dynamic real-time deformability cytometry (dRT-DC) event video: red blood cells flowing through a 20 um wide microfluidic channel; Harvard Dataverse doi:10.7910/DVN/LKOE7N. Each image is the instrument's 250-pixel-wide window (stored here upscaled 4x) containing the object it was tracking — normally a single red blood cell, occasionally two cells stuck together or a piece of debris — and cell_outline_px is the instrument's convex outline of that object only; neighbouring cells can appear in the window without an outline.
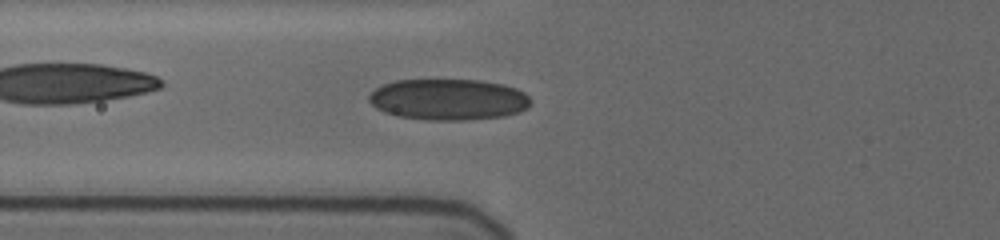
{"species": "human", "species_latin": "Homo sapiens", "temperature_condition": "cold", "stored_images_in_passage": 38, "camera_frame_rate_fps": 3000, "um_per_image_px": 0.085, "donor": {"sex": "female"}, "frame": {"image": 1, "passage_image": 11, "time_ms": 2.667, "image_size_px": [1000, 240], "cell_outline_px": [[532, 100], [528, 108], [520, 112], [504, 116], [464, 120], [428, 120], [400, 116], [384, 112], [376, 108], [368, 100], [368, 96], [376, 88], [384, 84], [396, 80], [480, 80], [504, 84], [516, 88], [524, 92]], "centroid_in_image_um": [38.15, 8.45], "position_along_channel_um": 87.7, "area_um2": 38.9}}
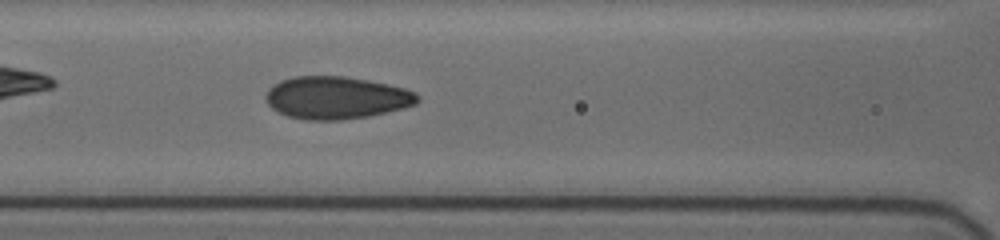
{"frame": {"image": 2, "passage_image": 17, "time_ms": 4.0, "image_size_px": [1000, 240], "cell_outline_px": [[420, 100], [416, 104], [404, 108], [368, 116], [340, 120], [304, 120], [288, 116], [272, 108], [264, 100], [264, 96], [268, 88], [280, 80], [292, 76], [344, 76], [368, 80], [388, 84], [404, 88], [416, 92], [420, 96]], "centroid_in_image_um": [28.58, 8.3], "position_along_channel_um": 138.0, "area_um2": 37.86}}
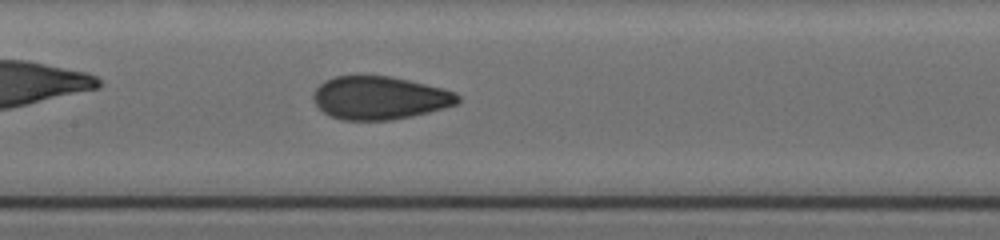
{"frame": {"image": 3, "passage_image": 21, "time_ms": 5.0, "image_size_px": [1000, 240], "cell_outline_px": [[460, 100], [456, 104], [444, 108], [412, 116], [392, 120], [340, 120], [328, 116], [312, 100], [312, 92], [324, 80], [336, 76], [392, 76], [444, 88], [456, 92], [460, 96]], "centroid_in_image_um": [32.26, 8.32], "position_along_channel_um": 175.1, "area_um2": 36.59}}